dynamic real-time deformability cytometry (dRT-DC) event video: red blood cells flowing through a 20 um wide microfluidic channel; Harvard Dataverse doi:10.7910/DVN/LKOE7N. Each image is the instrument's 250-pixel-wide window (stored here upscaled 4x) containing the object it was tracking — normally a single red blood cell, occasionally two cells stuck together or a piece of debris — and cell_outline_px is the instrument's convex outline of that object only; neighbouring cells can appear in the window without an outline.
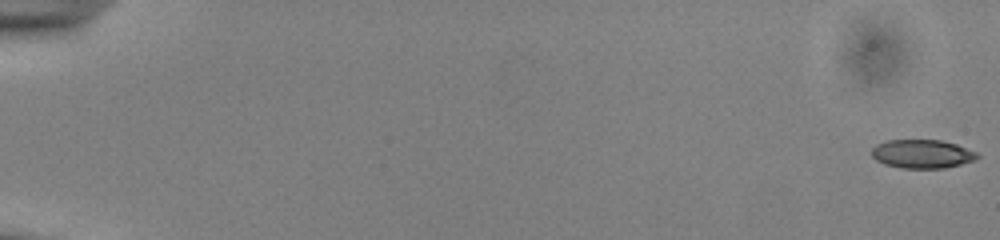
{"species": "common noctule bat (a hibernating species)", "species_latin": "Nyctalus noctula", "temperature_condition": "cold", "stored_images_in_passage": 14, "camera_frame_rate_fps": 3000, "um_per_image_px": 0.085, "animal": {"sex": "male", "body_mass_g": 13.0, "forearm_length_mm": 53.1}, "frame": {"image": 1, "passage_image": 1, "time_ms": 0.0, "image_size_px": [1000, 240], "cell_outline_px": [[980, 156], [976, 160], [944, 168], [900, 168], [884, 164], [876, 160], [872, 156], [872, 148], [876, 144], [888, 140], [940, 140], [956, 144], [976, 152]], "centroid_in_image_um": [78.37, 13.08], "position_along_channel_um": 6.6, "area_um2": 17.63}}